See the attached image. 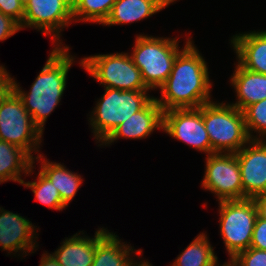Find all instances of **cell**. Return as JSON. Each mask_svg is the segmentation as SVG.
<instances>
[{
  "mask_svg": "<svg viewBox=\"0 0 266 266\" xmlns=\"http://www.w3.org/2000/svg\"><path fill=\"white\" fill-rule=\"evenodd\" d=\"M190 38L177 55L172 71L155 98L163 112L170 109L199 108L210 102L209 72L205 60Z\"/></svg>",
  "mask_w": 266,
  "mask_h": 266,
  "instance_id": "obj_1",
  "label": "cell"
},
{
  "mask_svg": "<svg viewBox=\"0 0 266 266\" xmlns=\"http://www.w3.org/2000/svg\"><path fill=\"white\" fill-rule=\"evenodd\" d=\"M73 60L74 57L69 54L68 46H55L32 84L30 92L25 93L17 82L13 81V90L20 97L34 124L42 133L47 117L57 107L63 96L67 73Z\"/></svg>",
  "mask_w": 266,
  "mask_h": 266,
  "instance_id": "obj_2",
  "label": "cell"
},
{
  "mask_svg": "<svg viewBox=\"0 0 266 266\" xmlns=\"http://www.w3.org/2000/svg\"><path fill=\"white\" fill-rule=\"evenodd\" d=\"M202 116L211 154L239 152L251 140L246 131L244 113L231 104L205 103Z\"/></svg>",
  "mask_w": 266,
  "mask_h": 266,
  "instance_id": "obj_3",
  "label": "cell"
},
{
  "mask_svg": "<svg viewBox=\"0 0 266 266\" xmlns=\"http://www.w3.org/2000/svg\"><path fill=\"white\" fill-rule=\"evenodd\" d=\"M177 38L139 35L130 57L141 71L148 89L160 88L170 75L177 55L181 52Z\"/></svg>",
  "mask_w": 266,
  "mask_h": 266,
  "instance_id": "obj_4",
  "label": "cell"
},
{
  "mask_svg": "<svg viewBox=\"0 0 266 266\" xmlns=\"http://www.w3.org/2000/svg\"><path fill=\"white\" fill-rule=\"evenodd\" d=\"M146 92L105 88L89 119L95 139L103 142L118 125L141 110L153 98Z\"/></svg>",
  "mask_w": 266,
  "mask_h": 266,
  "instance_id": "obj_5",
  "label": "cell"
},
{
  "mask_svg": "<svg viewBox=\"0 0 266 266\" xmlns=\"http://www.w3.org/2000/svg\"><path fill=\"white\" fill-rule=\"evenodd\" d=\"M42 134L20 97L12 90L0 105V140L20 147L35 163L34 159L43 158L42 154L37 157L31 154L35 149H37L35 152H39Z\"/></svg>",
  "mask_w": 266,
  "mask_h": 266,
  "instance_id": "obj_6",
  "label": "cell"
},
{
  "mask_svg": "<svg viewBox=\"0 0 266 266\" xmlns=\"http://www.w3.org/2000/svg\"><path fill=\"white\" fill-rule=\"evenodd\" d=\"M219 207L220 233L231 260L250 248L257 207L249 198L219 201Z\"/></svg>",
  "mask_w": 266,
  "mask_h": 266,
  "instance_id": "obj_7",
  "label": "cell"
},
{
  "mask_svg": "<svg viewBox=\"0 0 266 266\" xmlns=\"http://www.w3.org/2000/svg\"><path fill=\"white\" fill-rule=\"evenodd\" d=\"M82 67L104 88L149 91L143 82L141 71L128 53L99 54L80 60Z\"/></svg>",
  "mask_w": 266,
  "mask_h": 266,
  "instance_id": "obj_8",
  "label": "cell"
},
{
  "mask_svg": "<svg viewBox=\"0 0 266 266\" xmlns=\"http://www.w3.org/2000/svg\"><path fill=\"white\" fill-rule=\"evenodd\" d=\"M202 187L218 201L243 199L241 171L235 153H213L206 157Z\"/></svg>",
  "mask_w": 266,
  "mask_h": 266,
  "instance_id": "obj_9",
  "label": "cell"
},
{
  "mask_svg": "<svg viewBox=\"0 0 266 266\" xmlns=\"http://www.w3.org/2000/svg\"><path fill=\"white\" fill-rule=\"evenodd\" d=\"M73 21V5L68 0H28L24 4L21 26L41 30L46 36L53 33L56 47H60V31ZM57 39V40H56ZM59 41V42H58Z\"/></svg>",
  "mask_w": 266,
  "mask_h": 266,
  "instance_id": "obj_10",
  "label": "cell"
},
{
  "mask_svg": "<svg viewBox=\"0 0 266 266\" xmlns=\"http://www.w3.org/2000/svg\"><path fill=\"white\" fill-rule=\"evenodd\" d=\"M162 130L200 152L211 154L210 139L199 108L170 109L163 112Z\"/></svg>",
  "mask_w": 266,
  "mask_h": 266,
  "instance_id": "obj_11",
  "label": "cell"
},
{
  "mask_svg": "<svg viewBox=\"0 0 266 266\" xmlns=\"http://www.w3.org/2000/svg\"><path fill=\"white\" fill-rule=\"evenodd\" d=\"M248 145L235 153L241 171L243 199L266 193V138L251 139Z\"/></svg>",
  "mask_w": 266,
  "mask_h": 266,
  "instance_id": "obj_12",
  "label": "cell"
},
{
  "mask_svg": "<svg viewBox=\"0 0 266 266\" xmlns=\"http://www.w3.org/2000/svg\"><path fill=\"white\" fill-rule=\"evenodd\" d=\"M157 128H163V110L153 97L141 110L118 125L102 143L111 144L121 137L143 139Z\"/></svg>",
  "mask_w": 266,
  "mask_h": 266,
  "instance_id": "obj_13",
  "label": "cell"
},
{
  "mask_svg": "<svg viewBox=\"0 0 266 266\" xmlns=\"http://www.w3.org/2000/svg\"><path fill=\"white\" fill-rule=\"evenodd\" d=\"M34 228L26 218L0 207V246L4 251L26 253L35 250Z\"/></svg>",
  "mask_w": 266,
  "mask_h": 266,
  "instance_id": "obj_14",
  "label": "cell"
},
{
  "mask_svg": "<svg viewBox=\"0 0 266 266\" xmlns=\"http://www.w3.org/2000/svg\"><path fill=\"white\" fill-rule=\"evenodd\" d=\"M231 44L243 68L266 75V31L234 35Z\"/></svg>",
  "mask_w": 266,
  "mask_h": 266,
  "instance_id": "obj_15",
  "label": "cell"
},
{
  "mask_svg": "<svg viewBox=\"0 0 266 266\" xmlns=\"http://www.w3.org/2000/svg\"><path fill=\"white\" fill-rule=\"evenodd\" d=\"M107 232L104 228L96 231L94 238L82 237L80 232L65 239L52 253L61 266H91L94 261L96 243ZM79 235V236H78Z\"/></svg>",
  "mask_w": 266,
  "mask_h": 266,
  "instance_id": "obj_16",
  "label": "cell"
},
{
  "mask_svg": "<svg viewBox=\"0 0 266 266\" xmlns=\"http://www.w3.org/2000/svg\"><path fill=\"white\" fill-rule=\"evenodd\" d=\"M231 77L237 102L231 105L244 111L248 106L266 99V75L243 68L239 63Z\"/></svg>",
  "mask_w": 266,
  "mask_h": 266,
  "instance_id": "obj_17",
  "label": "cell"
},
{
  "mask_svg": "<svg viewBox=\"0 0 266 266\" xmlns=\"http://www.w3.org/2000/svg\"><path fill=\"white\" fill-rule=\"evenodd\" d=\"M175 0H117L103 25H121L150 17Z\"/></svg>",
  "mask_w": 266,
  "mask_h": 266,
  "instance_id": "obj_18",
  "label": "cell"
},
{
  "mask_svg": "<svg viewBox=\"0 0 266 266\" xmlns=\"http://www.w3.org/2000/svg\"><path fill=\"white\" fill-rule=\"evenodd\" d=\"M115 233L107 231L96 243L94 261L91 266H129L131 253L141 256L142 251H133L132 246L121 243Z\"/></svg>",
  "mask_w": 266,
  "mask_h": 266,
  "instance_id": "obj_19",
  "label": "cell"
},
{
  "mask_svg": "<svg viewBox=\"0 0 266 266\" xmlns=\"http://www.w3.org/2000/svg\"><path fill=\"white\" fill-rule=\"evenodd\" d=\"M33 159L20 147L0 140V184L7 181L19 182L21 173L31 174Z\"/></svg>",
  "mask_w": 266,
  "mask_h": 266,
  "instance_id": "obj_20",
  "label": "cell"
},
{
  "mask_svg": "<svg viewBox=\"0 0 266 266\" xmlns=\"http://www.w3.org/2000/svg\"><path fill=\"white\" fill-rule=\"evenodd\" d=\"M43 160V161H42ZM41 160V172L52 182L57 188L62 202L68 206L76 195L82 183L81 176L77 173L70 172L60 163H52L48 160Z\"/></svg>",
  "mask_w": 266,
  "mask_h": 266,
  "instance_id": "obj_21",
  "label": "cell"
},
{
  "mask_svg": "<svg viewBox=\"0 0 266 266\" xmlns=\"http://www.w3.org/2000/svg\"><path fill=\"white\" fill-rule=\"evenodd\" d=\"M217 258L206 234L201 233L181 252L171 266H217Z\"/></svg>",
  "mask_w": 266,
  "mask_h": 266,
  "instance_id": "obj_22",
  "label": "cell"
},
{
  "mask_svg": "<svg viewBox=\"0 0 266 266\" xmlns=\"http://www.w3.org/2000/svg\"><path fill=\"white\" fill-rule=\"evenodd\" d=\"M116 1L117 0H74L73 20L97 22L99 25L104 24Z\"/></svg>",
  "mask_w": 266,
  "mask_h": 266,
  "instance_id": "obj_23",
  "label": "cell"
},
{
  "mask_svg": "<svg viewBox=\"0 0 266 266\" xmlns=\"http://www.w3.org/2000/svg\"><path fill=\"white\" fill-rule=\"evenodd\" d=\"M38 181L22 182L21 184L32 189L35 200L48 206L50 209L63 210L67 207L61 200V196L52 182L40 171Z\"/></svg>",
  "mask_w": 266,
  "mask_h": 266,
  "instance_id": "obj_24",
  "label": "cell"
},
{
  "mask_svg": "<svg viewBox=\"0 0 266 266\" xmlns=\"http://www.w3.org/2000/svg\"><path fill=\"white\" fill-rule=\"evenodd\" d=\"M243 113L249 138L262 139L263 137H266V99L248 106ZM251 131L258 132L259 137L257 135L256 137H252L251 133L253 132Z\"/></svg>",
  "mask_w": 266,
  "mask_h": 266,
  "instance_id": "obj_25",
  "label": "cell"
},
{
  "mask_svg": "<svg viewBox=\"0 0 266 266\" xmlns=\"http://www.w3.org/2000/svg\"><path fill=\"white\" fill-rule=\"evenodd\" d=\"M230 262L234 266H266V251L250 247L239 252Z\"/></svg>",
  "mask_w": 266,
  "mask_h": 266,
  "instance_id": "obj_26",
  "label": "cell"
},
{
  "mask_svg": "<svg viewBox=\"0 0 266 266\" xmlns=\"http://www.w3.org/2000/svg\"><path fill=\"white\" fill-rule=\"evenodd\" d=\"M0 12L12 17L21 25L24 17V3L21 0H0Z\"/></svg>",
  "mask_w": 266,
  "mask_h": 266,
  "instance_id": "obj_27",
  "label": "cell"
},
{
  "mask_svg": "<svg viewBox=\"0 0 266 266\" xmlns=\"http://www.w3.org/2000/svg\"><path fill=\"white\" fill-rule=\"evenodd\" d=\"M250 247L266 251V220L259 216L255 221Z\"/></svg>",
  "mask_w": 266,
  "mask_h": 266,
  "instance_id": "obj_28",
  "label": "cell"
},
{
  "mask_svg": "<svg viewBox=\"0 0 266 266\" xmlns=\"http://www.w3.org/2000/svg\"><path fill=\"white\" fill-rule=\"evenodd\" d=\"M21 30L20 24L7 15L0 12V41H3Z\"/></svg>",
  "mask_w": 266,
  "mask_h": 266,
  "instance_id": "obj_29",
  "label": "cell"
},
{
  "mask_svg": "<svg viewBox=\"0 0 266 266\" xmlns=\"http://www.w3.org/2000/svg\"><path fill=\"white\" fill-rule=\"evenodd\" d=\"M14 78H11L8 72L0 77V105L8 94L13 90Z\"/></svg>",
  "mask_w": 266,
  "mask_h": 266,
  "instance_id": "obj_30",
  "label": "cell"
},
{
  "mask_svg": "<svg viewBox=\"0 0 266 266\" xmlns=\"http://www.w3.org/2000/svg\"><path fill=\"white\" fill-rule=\"evenodd\" d=\"M257 207L258 216L266 220V193L253 198Z\"/></svg>",
  "mask_w": 266,
  "mask_h": 266,
  "instance_id": "obj_31",
  "label": "cell"
},
{
  "mask_svg": "<svg viewBox=\"0 0 266 266\" xmlns=\"http://www.w3.org/2000/svg\"><path fill=\"white\" fill-rule=\"evenodd\" d=\"M41 262L39 266H61L56 258L53 256V254H42Z\"/></svg>",
  "mask_w": 266,
  "mask_h": 266,
  "instance_id": "obj_32",
  "label": "cell"
},
{
  "mask_svg": "<svg viewBox=\"0 0 266 266\" xmlns=\"http://www.w3.org/2000/svg\"><path fill=\"white\" fill-rule=\"evenodd\" d=\"M129 266H152V265L149 264V262L143 260V262L140 261L139 264L137 262L132 261Z\"/></svg>",
  "mask_w": 266,
  "mask_h": 266,
  "instance_id": "obj_33",
  "label": "cell"
},
{
  "mask_svg": "<svg viewBox=\"0 0 266 266\" xmlns=\"http://www.w3.org/2000/svg\"><path fill=\"white\" fill-rule=\"evenodd\" d=\"M6 72V69L2 65H0V77H2Z\"/></svg>",
  "mask_w": 266,
  "mask_h": 266,
  "instance_id": "obj_34",
  "label": "cell"
},
{
  "mask_svg": "<svg viewBox=\"0 0 266 266\" xmlns=\"http://www.w3.org/2000/svg\"><path fill=\"white\" fill-rule=\"evenodd\" d=\"M221 266H234L230 261L229 262H227V264L226 263H224L223 265H221Z\"/></svg>",
  "mask_w": 266,
  "mask_h": 266,
  "instance_id": "obj_35",
  "label": "cell"
},
{
  "mask_svg": "<svg viewBox=\"0 0 266 266\" xmlns=\"http://www.w3.org/2000/svg\"><path fill=\"white\" fill-rule=\"evenodd\" d=\"M68 1L73 5L74 0H68Z\"/></svg>",
  "mask_w": 266,
  "mask_h": 266,
  "instance_id": "obj_36",
  "label": "cell"
},
{
  "mask_svg": "<svg viewBox=\"0 0 266 266\" xmlns=\"http://www.w3.org/2000/svg\"><path fill=\"white\" fill-rule=\"evenodd\" d=\"M24 4L28 1V0H21Z\"/></svg>",
  "mask_w": 266,
  "mask_h": 266,
  "instance_id": "obj_37",
  "label": "cell"
}]
</instances>
